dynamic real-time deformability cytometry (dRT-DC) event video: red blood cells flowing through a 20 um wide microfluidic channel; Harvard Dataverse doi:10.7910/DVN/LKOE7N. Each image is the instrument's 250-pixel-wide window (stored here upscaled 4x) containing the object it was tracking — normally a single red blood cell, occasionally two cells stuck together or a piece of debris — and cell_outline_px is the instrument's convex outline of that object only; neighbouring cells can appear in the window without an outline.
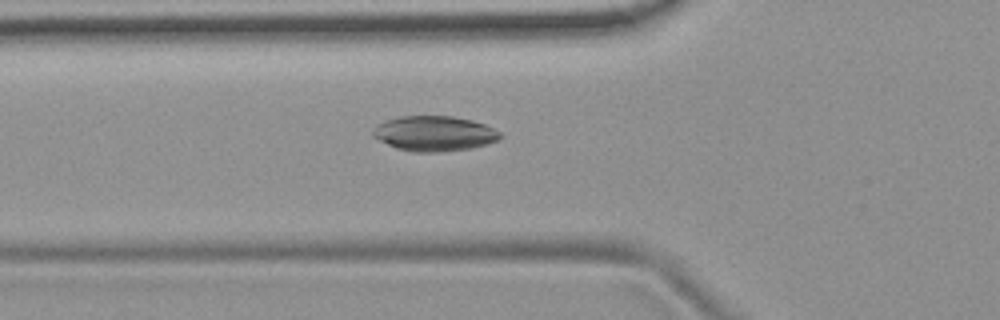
{"species": "common noctule bat (a hibernating species)", "species_latin": "Nyctalus noctula", "temperature_condition": "room temperature", "stored_images_in_passage": 33, "camera_frame_rate_fps": 3000, "um_per_image_px": 0.085, "animal": {"sex": "female", "body_mass_g": 19.9}, "frame": {"image": 1, "passage_image": 2, "time_ms": 0.333, "image_size_px": [1000, 320], "cell_outline_px": [[500, 140], [488, 144], [468, 148], [436, 152], [412, 152], [396, 148], [372, 136], [372, 132], [376, 124], [400, 116], [452, 116], [472, 120], [484, 124], [500, 132]], "centroid_in_image_um": [36.9, 11.35], "position_along_channel_um": 88.9, "area_um2": 25.89}}
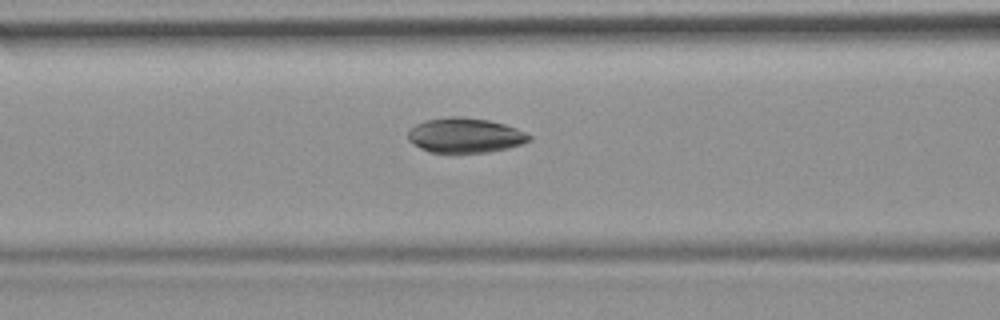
{"frame": {"image": 2, "passage_image": 5, "time_ms": 1.333, "image_size_px": [1000, 320], "cell_outline_px": [[532, 140], [508, 148], [488, 152], [456, 156], [452, 156], [428, 152], [420, 148], [408, 140], [408, 132], [416, 124], [428, 120], [452, 116], [460, 116], [488, 120], [504, 124], [516, 128], [532, 136]], "centroid_in_image_um": [39.52, 11.56], "position_along_channel_um": 127.1, "area_um2": 25.32}}
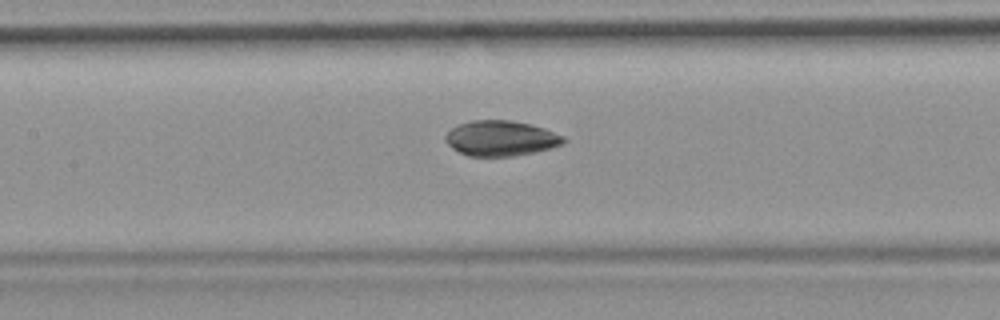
{"frame": {"image": 3, "passage_image": 8, "time_ms": 2.333, "image_size_px": [1000, 320], "cell_outline_px": [[568, 140], [564, 144], [532, 152], [512, 156], [468, 156], [452, 148], [444, 140], [444, 136], [452, 128], [460, 124], [472, 120], [512, 120], [544, 128], [564, 136]], "centroid_in_image_um": [42.57, 11.75], "position_along_channel_um": 164.8, "area_um2": 24.16}}